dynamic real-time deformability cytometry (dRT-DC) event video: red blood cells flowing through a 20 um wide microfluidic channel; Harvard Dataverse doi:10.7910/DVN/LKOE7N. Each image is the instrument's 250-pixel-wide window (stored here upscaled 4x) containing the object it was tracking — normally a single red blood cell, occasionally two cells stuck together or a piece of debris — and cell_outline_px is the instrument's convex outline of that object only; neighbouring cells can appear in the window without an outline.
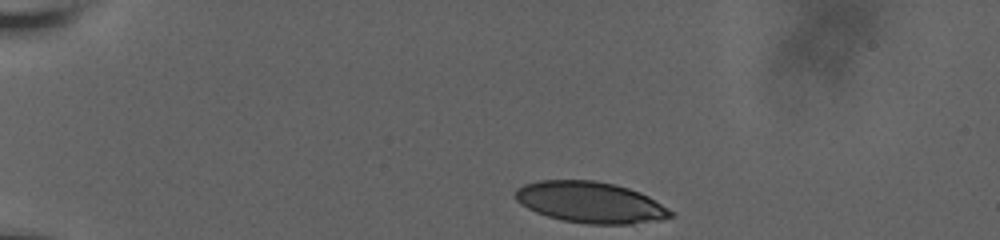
{"species": "human", "species_latin": "Homo sapiens", "temperature_condition": "room temperature", "stored_images_in_passage": 34, "camera_frame_rate_fps": 3000, "um_per_image_px": 0.085, "donor": {"sex": "male"}, "frame": {"image": 1, "passage_image": 1, "time_ms": 0.0, "image_size_px": [1000, 240], "cell_outline_px": [[676, 216], [660, 220], [632, 224], [588, 224], [560, 220], [536, 212], [520, 204], [516, 200], [516, 188], [524, 184], [540, 180], [592, 180], [616, 184], [640, 192], [648, 196], [676, 212]], "centroid_in_image_um": [50.22, 17.2], "position_along_channel_um": 34.8, "area_um2": 37.51}}
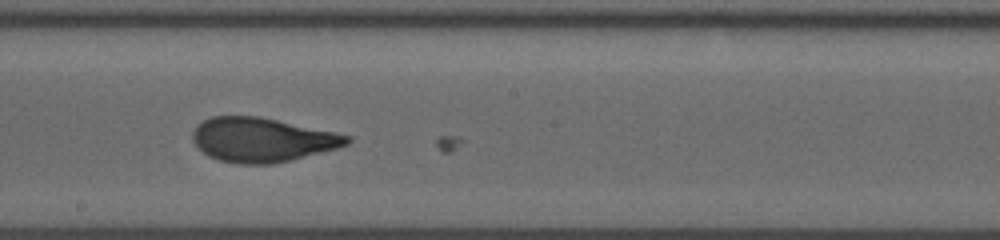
{"frame": {"image": 2, "passage_image": 20, "time_ms": 6.333, "image_size_px": [1000, 240], "cell_outline_px": [[352, 140], [348, 144], [336, 148], [292, 160], [272, 164], [236, 164], [220, 160], [208, 156], [192, 140], [192, 132], [196, 124], [212, 116], [256, 116], [336, 132], [352, 136]], "centroid_in_image_um": [22.27, 11.88], "position_along_channel_um": 225.9, "area_um2": 39.71}}
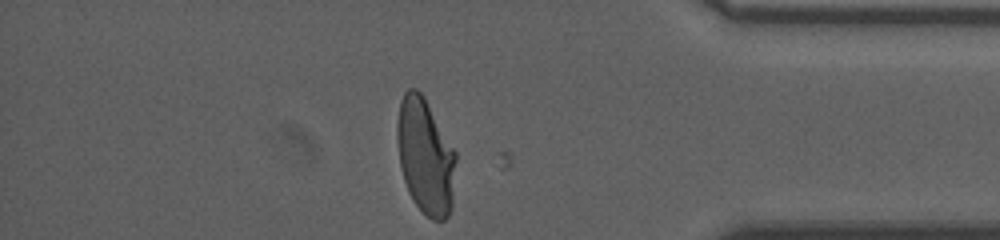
{"frame": {"image": 3, "passage_image": 34, "time_ms": 11.0, "image_size_px": [1000, 240], "cell_outline_px": [[456, 160], [452, 208], [448, 216], [444, 220], [432, 220], [412, 200], [408, 192], [404, 180], [400, 164], [396, 140], [396, 124], [400, 100], [404, 92], [408, 88], [416, 88], [424, 96], [456, 152]], "centroid_in_image_um": [36.15, 13.27], "position_along_channel_um": 399.1, "area_um2": 39.88}, "authors_computed_cell_mechanics": {"area_um2": 39.6797, "velocity_mm_per_s": 3.6723, "shape_relaxation_time_tau1_ms": 8.8118, "shape_relaxation_time_tau2_ms": null, "deformation_change_tau1": 0.2759, "deformation_change_tau2": null}}